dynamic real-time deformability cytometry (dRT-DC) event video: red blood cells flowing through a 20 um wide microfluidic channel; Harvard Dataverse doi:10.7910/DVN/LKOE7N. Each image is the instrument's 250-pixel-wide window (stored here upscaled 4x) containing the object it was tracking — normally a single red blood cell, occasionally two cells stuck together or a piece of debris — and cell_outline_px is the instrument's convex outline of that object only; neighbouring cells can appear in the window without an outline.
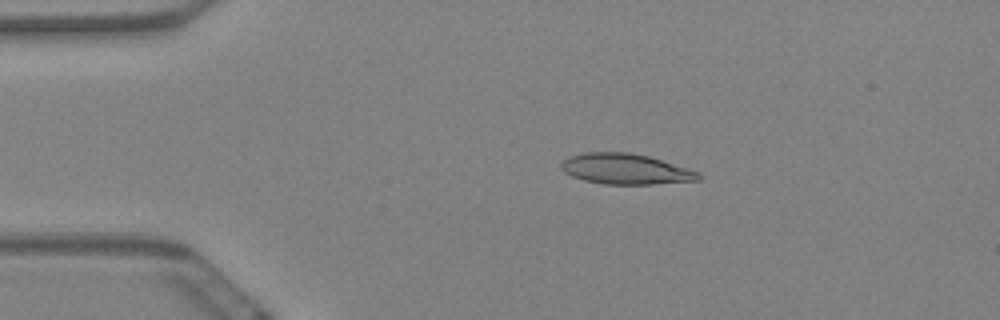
{"species": "Egyptian fruit bat (a non-hibernating species)", "species_latin": "Rousettus aegyptiacus", "temperature_condition": "warm", "stored_images_in_passage": 58, "camera_frame_rate_fps": 3000, "um_per_image_px": 0.085, "animal": {"sex": "female"}, "frame": {"image": 1, "passage_image": 11, "time_ms": 3.333, "image_size_px": [1000, 320], "cell_outline_px": [[704, 176], [700, 180], [652, 184], [604, 184], [584, 180], [572, 176], [564, 172], [560, 168], [560, 164], [568, 156], [584, 152], [628, 152], [648, 156], [700, 172]], "centroid_in_image_um": [53.17, 14.36], "position_along_channel_um": 31.8, "area_um2": 24.51}}
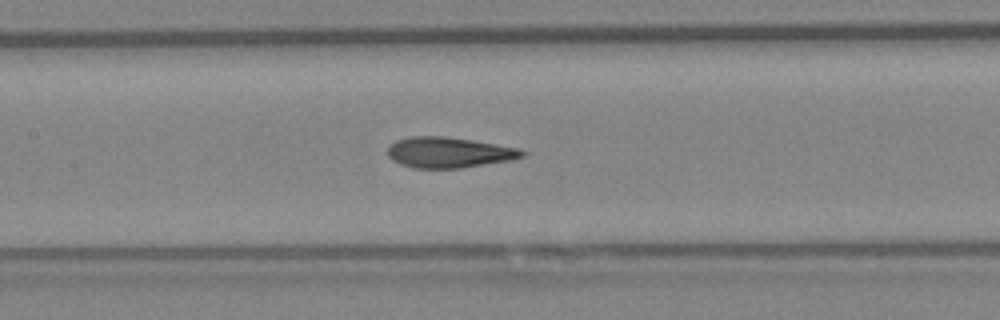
{"frame": {"image": 2, "passage_image": 27, "time_ms": 8.667, "image_size_px": [1000, 320], "cell_outline_px": [[528, 152], [524, 156], [512, 160], [460, 168], [412, 168], [400, 164], [392, 160], [388, 156], [388, 148], [396, 140], [412, 136], [444, 136], [472, 140], [516, 148]], "centroid_in_image_um": [38.14, 12.96], "position_along_channel_um": 169.3, "area_um2": 23.93}}
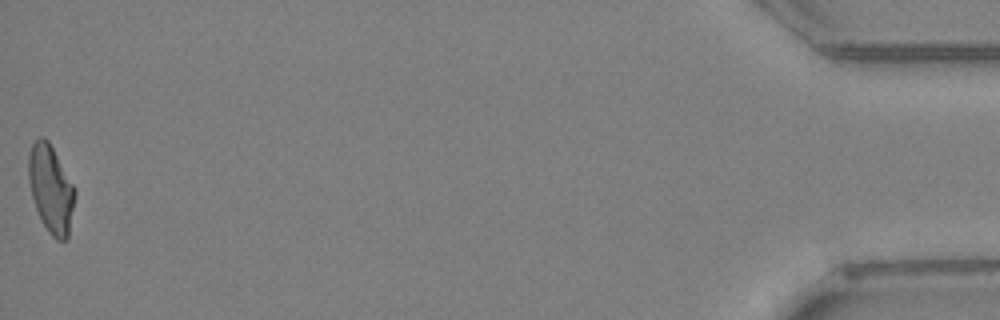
{"frame": {"image": 3, "passage_image": 58, "time_ms": 19.0, "image_size_px": [1000, 320], "cell_outline_px": [[76, 196], [68, 236], [64, 240], [56, 240], [48, 232], [36, 208], [32, 196], [28, 176], [28, 156], [32, 144], [40, 136], [44, 136], [48, 140], [76, 188]], "centroid_in_image_um": [4.34, 16.04], "position_along_channel_um": 430.9, "area_um2": 23.64}, "authors_computed_cell_mechanics": {"area_um2": 23.8136, "velocity_mm_per_s": 3.4887, "shape_relaxation_time_tau1_ms": 10.2134, "shape_relaxation_time_tau2_ms": 2.0197, "deformation_change_tau1": 0.2591, "deformation_change_tau2": 0.0952}}